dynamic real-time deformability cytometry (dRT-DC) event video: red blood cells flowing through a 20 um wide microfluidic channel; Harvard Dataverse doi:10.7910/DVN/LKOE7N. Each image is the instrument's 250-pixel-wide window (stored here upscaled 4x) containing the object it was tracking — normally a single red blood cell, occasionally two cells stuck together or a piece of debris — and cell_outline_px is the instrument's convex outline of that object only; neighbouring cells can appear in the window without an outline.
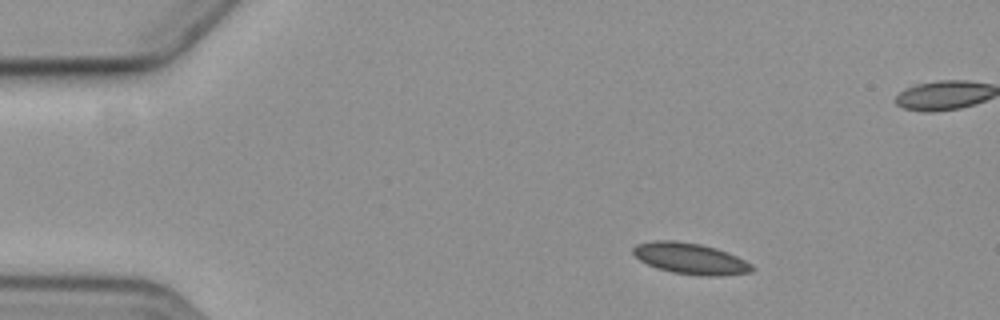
{"species": "common noctule bat (a hibernating species)", "species_latin": "Nyctalus noctula", "temperature_condition": "cold", "stored_images_in_passage": 4, "camera_frame_rate_fps": 3000, "um_per_image_px": 0.085, "animal": {"sex": "female", "body_mass_g": 19.3, "forearm_length_mm": 54.1}, "frame": {"image": 1, "passage_image": 1, "time_ms": 0.0, "image_size_px": [1000, 320], "cell_outline_px": [[756, 268], [752, 272], [720, 276], [700, 276], [672, 272], [656, 268], [640, 260], [632, 252], [632, 248], [636, 244], [652, 240], [676, 240], [700, 244], [716, 248], [728, 252], [752, 264]], "centroid_in_image_um": [58.69, 21.98], "position_along_channel_um": 26.3, "area_um2": 21.79}}